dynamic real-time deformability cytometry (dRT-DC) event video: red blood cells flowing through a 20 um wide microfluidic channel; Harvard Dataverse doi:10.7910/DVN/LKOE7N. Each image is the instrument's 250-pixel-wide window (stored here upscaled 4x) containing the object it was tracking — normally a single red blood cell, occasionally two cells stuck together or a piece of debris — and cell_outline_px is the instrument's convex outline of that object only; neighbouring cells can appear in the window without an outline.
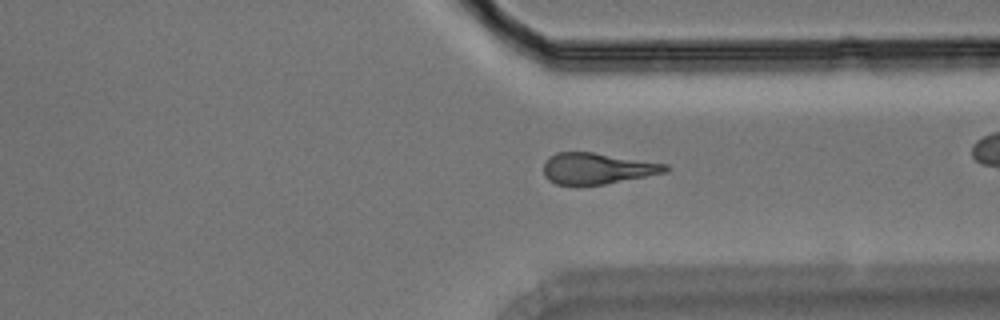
{"species": "Egyptian fruit bat (a non-hibernating species)", "species_latin": "Rousettus aegyptiacus", "temperature_condition": "room temperature", "stored_images_in_passage": 44, "camera_frame_rate_fps": 3000, "um_per_image_px": 0.085, "animal": {"sex": "male"}, "frame": {"image": 1, "passage_image": 32, "time_ms": 10.333, "image_size_px": [1000, 320], "cell_outline_px": [[672, 168], [668, 172], [604, 184], [556, 184], [548, 180], [544, 176], [544, 164], [548, 156], [556, 152], [592, 152], [668, 164]], "centroid_in_image_um": [50.78, 14.31], "position_along_channel_um": 360.6, "area_um2": 22.08}}